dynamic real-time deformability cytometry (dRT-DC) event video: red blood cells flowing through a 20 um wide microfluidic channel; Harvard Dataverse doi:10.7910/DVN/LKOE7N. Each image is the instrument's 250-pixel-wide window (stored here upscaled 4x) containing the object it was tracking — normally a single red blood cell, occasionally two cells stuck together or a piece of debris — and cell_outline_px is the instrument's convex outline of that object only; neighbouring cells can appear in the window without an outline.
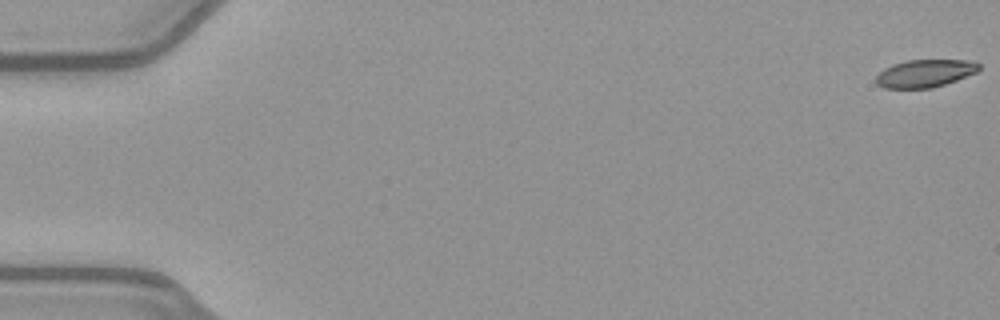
{"species": "common noctule bat (a hibernating species)", "species_latin": "Nyctalus noctula", "temperature_condition": "warm", "stored_images_in_passage": 53, "camera_frame_rate_fps": 3000, "um_per_image_px": 0.085, "animal": {"sex": "female", "body_mass_g": 21.9}, "frame": {"image": 1, "passage_image": 1, "time_ms": 0.0, "image_size_px": [1000, 320], "cell_outline_px": [[980, 68], [976, 72], [956, 80], [932, 88], [884, 88], [876, 84], [876, 76], [884, 68], [892, 64], [908, 60], [968, 60], [980, 64]], "centroid_in_image_um": [78.59, 6.23], "position_along_channel_um": 6.4, "area_um2": 16.53}}
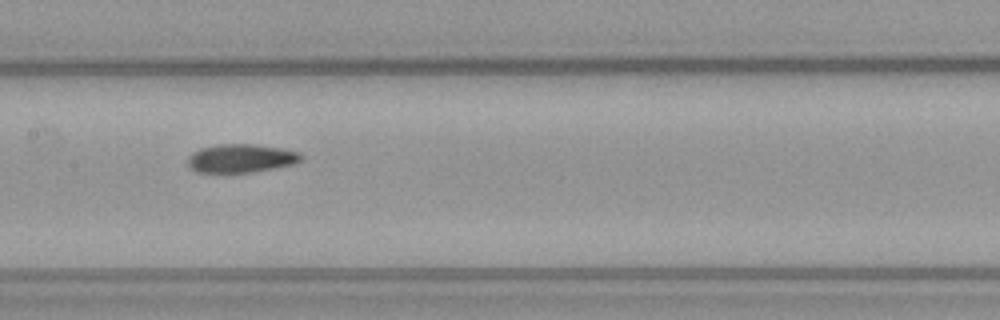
{"frame": {"image": 2, "passage_image": 27, "time_ms": 8.667, "image_size_px": [1000, 320], "cell_outline_px": [[304, 156], [296, 164], [276, 168], [252, 172], [224, 176], [196, 172], [188, 168], [188, 156], [192, 152], [200, 148], [220, 144], [256, 144], [280, 148], [300, 152]], "centroid_in_image_um": [20.43, 13.51], "position_along_channel_um": 187.0, "area_um2": 19.83}}
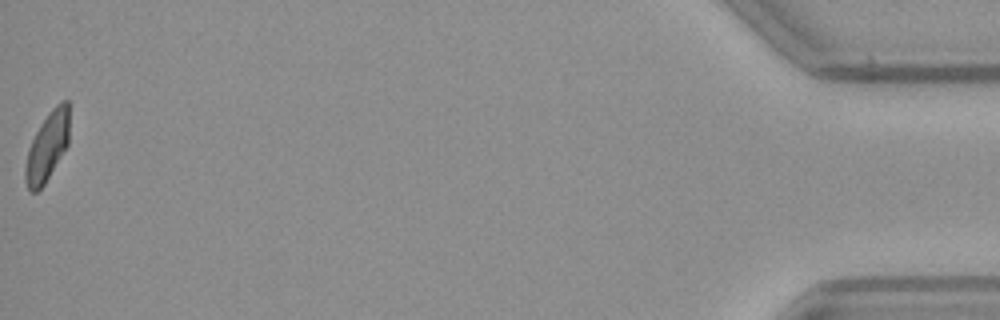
{"frame": {"image": 3, "passage_image": 53, "time_ms": 17.333, "image_size_px": [1000, 320], "cell_outline_px": [[68, 144], [44, 184], [36, 192], [32, 192], [28, 188], [24, 180], [24, 168], [28, 148], [40, 124], [48, 112], [60, 100], [68, 100]], "centroid_in_image_um": [3.99, 12.45], "position_along_channel_um": 431.2, "area_um2": 17.51}, "authors_computed_cell_mechanics": {"area_um2": 18.496, "velocity_mm_per_s": 3.9929, "shape_relaxation_time_tau1_ms": 5.1274, "shape_relaxation_time_tau2_ms": 2.9905, "deformation_change_tau1": 0.1683, "deformation_change_tau2": 0.0715}}